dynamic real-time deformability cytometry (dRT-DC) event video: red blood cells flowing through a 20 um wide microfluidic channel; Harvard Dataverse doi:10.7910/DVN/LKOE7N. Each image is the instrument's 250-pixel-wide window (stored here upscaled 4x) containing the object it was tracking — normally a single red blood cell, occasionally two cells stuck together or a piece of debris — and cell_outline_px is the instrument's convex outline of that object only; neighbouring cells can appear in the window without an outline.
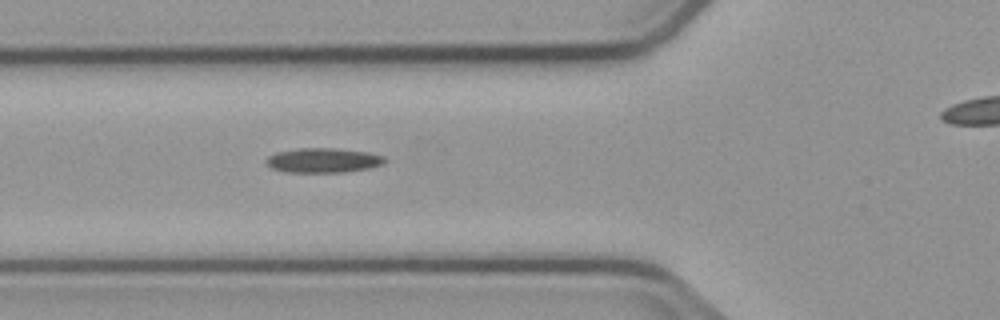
{"species": "common noctule bat (a hibernating species)", "species_latin": "Nyctalus noctula", "temperature_condition": "cold", "stored_images_in_passage": 6, "segment_of_instrument_passage": [1, 2], "camera_frame_rate_fps": 3000, "um_per_image_px": 0.085, "animal": {"sex": "male", "body_mass_g": 23.1, "forearm_length_mm": 52.7}, "frame": {"image": 1, "passage_image": 5, "time_ms": 4.667, "image_size_px": [1000, 320], "cell_outline_px": [[388, 160], [384, 164], [368, 168], [344, 172], [284, 172], [272, 168], [264, 160], [268, 156], [276, 152], [300, 148], [336, 148], [368, 152], [384, 156]], "centroid_in_image_um": [27.49, 13.62], "position_along_channel_um": 98.3, "area_um2": 17.11}}